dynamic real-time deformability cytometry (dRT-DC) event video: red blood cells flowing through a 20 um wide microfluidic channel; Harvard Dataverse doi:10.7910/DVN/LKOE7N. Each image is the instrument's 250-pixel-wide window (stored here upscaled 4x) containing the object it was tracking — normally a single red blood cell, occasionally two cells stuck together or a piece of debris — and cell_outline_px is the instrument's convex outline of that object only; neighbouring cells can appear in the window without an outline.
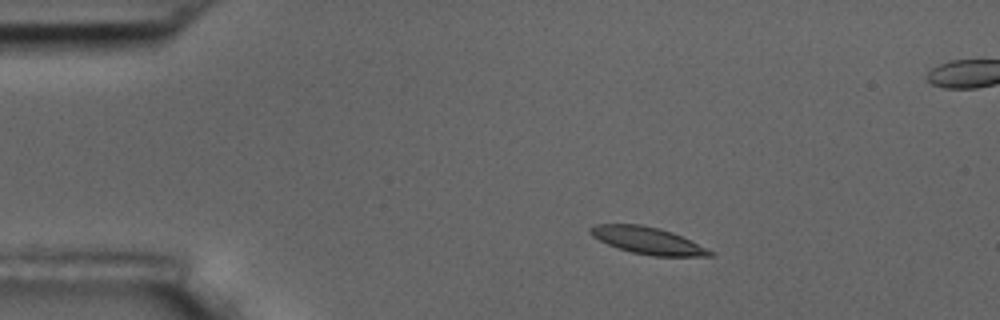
{"species": "common noctule bat (a hibernating species)", "species_latin": "Nyctalus noctula", "temperature_condition": "room temperature", "stored_images_in_passage": 5, "camera_frame_rate_fps": 3000, "um_per_image_px": 0.085, "animal": {"sex": "male", "body_mass_g": 17.5, "forearm_length_mm": 52.3}, "frame": {"image": 1, "passage_image": 2, "time_ms": 2.0, "image_size_px": [1000, 320], "cell_outline_px": [[716, 256], [652, 256], [632, 252], [616, 248], [592, 236], [588, 232], [588, 228], [596, 224], [640, 224], [660, 228], [672, 232], [716, 252]], "centroid_in_image_um": [55.06, 20.45], "position_along_channel_um": 29.9, "area_um2": 18.9}}